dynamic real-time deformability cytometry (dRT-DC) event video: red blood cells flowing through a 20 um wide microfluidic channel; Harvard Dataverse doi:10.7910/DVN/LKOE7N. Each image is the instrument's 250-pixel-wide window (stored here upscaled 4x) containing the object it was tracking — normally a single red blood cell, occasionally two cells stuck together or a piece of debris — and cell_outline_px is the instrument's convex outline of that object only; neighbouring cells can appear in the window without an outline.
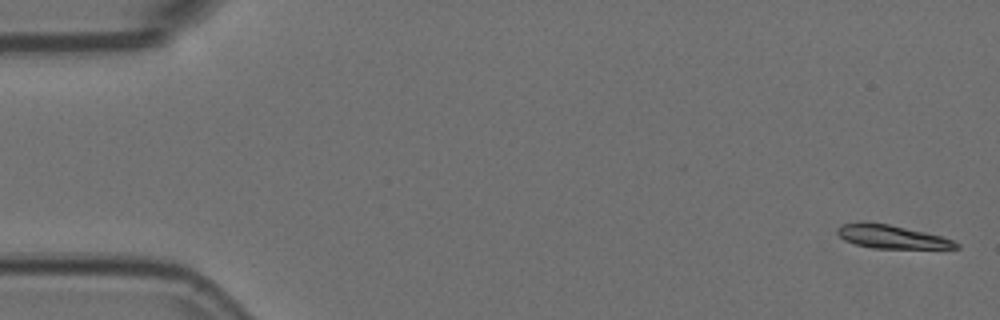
{"species": "Egyptian fruit bat (a non-hibernating species)", "species_latin": "Rousettus aegyptiacus", "temperature_condition": "room temperature", "stored_images_in_passage": 5, "camera_frame_rate_fps": 3000, "um_per_image_px": 0.085, "animal": {"sex": "female"}, "frame": {"image": 1, "passage_image": 1, "time_ms": 0.0, "image_size_px": [1000, 320], "cell_outline_px": [[960, 248], [872, 248], [856, 244], [844, 240], [836, 232], [836, 228], [840, 224], [864, 220], [888, 224], [924, 232], [940, 236], [952, 240], [960, 244]], "centroid_in_image_um": [75.71, 20.1], "position_along_channel_um": 9.3, "area_um2": 16.24}}
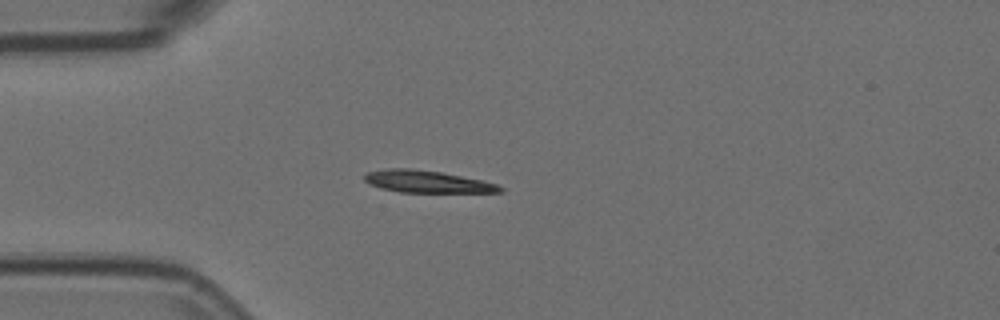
{"frame": {"image": 2, "passage_image": 4, "time_ms": 1.0, "image_size_px": [1000, 320], "cell_outline_px": [[504, 192], [400, 192], [380, 188], [368, 184], [364, 180], [364, 176], [368, 172], [388, 168], [412, 168], [440, 172], [480, 180], [496, 184], [504, 188]], "centroid_in_image_um": [36.26, 15.44], "position_along_channel_um": 48.7, "area_um2": 17.34}}